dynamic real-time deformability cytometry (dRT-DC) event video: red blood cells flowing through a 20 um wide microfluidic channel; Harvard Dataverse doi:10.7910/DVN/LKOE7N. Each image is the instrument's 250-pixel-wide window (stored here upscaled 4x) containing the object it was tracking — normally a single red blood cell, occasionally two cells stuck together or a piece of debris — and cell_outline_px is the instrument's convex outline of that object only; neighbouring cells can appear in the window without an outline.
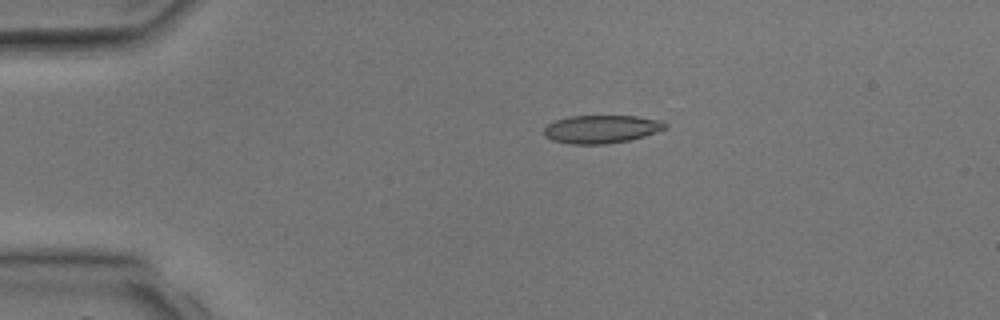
{"species": "common noctule bat (a hibernating species)", "species_latin": "Nyctalus noctula", "temperature_condition": "room temperature", "stored_images_in_passage": 3, "camera_frame_rate_fps": 3000, "um_per_image_px": 0.085, "animal": {"sex": "male", "body_mass_g": 17.9, "forearm_length_mm": 54.2}, "frame": {"image": 1, "passage_image": 2, "time_ms": 1.333, "image_size_px": [1000, 320], "cell_outline_px": [[668, 128], [644, 136], [628, 140], [604, 144], [568, 144], [552, 140], [544, 136], [544, 128], [548, 124], [556, 120], [568, 116], [636, 116], [660, 120], [668, 124]], "centroid_in_image_um": [51.11, 10.97], "position_along_channel_um": 33.9, "area_um2": 19.88}}